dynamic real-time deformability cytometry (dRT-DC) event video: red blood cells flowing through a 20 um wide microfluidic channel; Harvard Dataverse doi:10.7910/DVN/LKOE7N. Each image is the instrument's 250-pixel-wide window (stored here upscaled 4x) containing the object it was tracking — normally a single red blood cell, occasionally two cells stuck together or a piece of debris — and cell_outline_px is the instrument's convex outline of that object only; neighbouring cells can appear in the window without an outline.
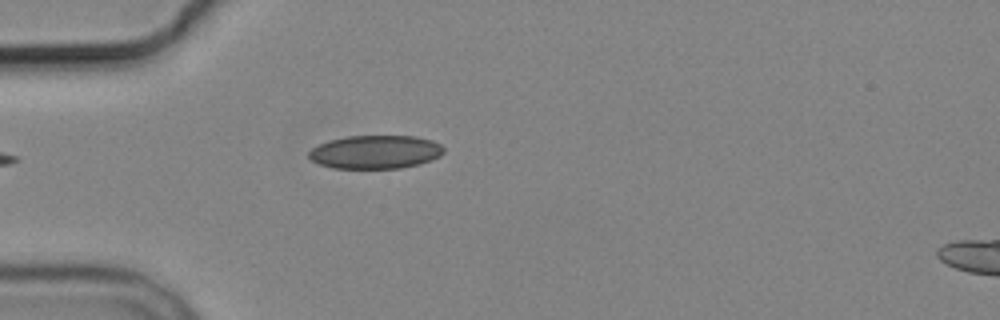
{"species": "common noctule bat (a hibernating species)", "species_latin": "Nyctalus noctula", "temperature_condition": "cold", "stored_images_in_passage": 6, "segment_of_instrument_passage": [1, 2], "camera_frame_rate_fps": 3000, "um_per_image_px": 0.085, "animal": {"sex": "male", "body_mass_g": 19.2, "forearm_length_mm": 51.8}, "frame": {"image": 1, "passage_image": 5, "time_ms": 5.0, "image_size_px": [1000, 320], "cell_outline_px": [[444, 152], [440, 156], [432, 160], [420, 164], [400, 168], [332, 168], [320, 164], [312, 160], [308, 156], [308, 152], [312, 148], [328, 140], [348, 136], [416, 136], [432, 140], [440, 144], [444, 148]], "centroid_in_image_um": [31.93, 12.92], "position_along_channel_um": 53.1, "area_um2": 26.36}}